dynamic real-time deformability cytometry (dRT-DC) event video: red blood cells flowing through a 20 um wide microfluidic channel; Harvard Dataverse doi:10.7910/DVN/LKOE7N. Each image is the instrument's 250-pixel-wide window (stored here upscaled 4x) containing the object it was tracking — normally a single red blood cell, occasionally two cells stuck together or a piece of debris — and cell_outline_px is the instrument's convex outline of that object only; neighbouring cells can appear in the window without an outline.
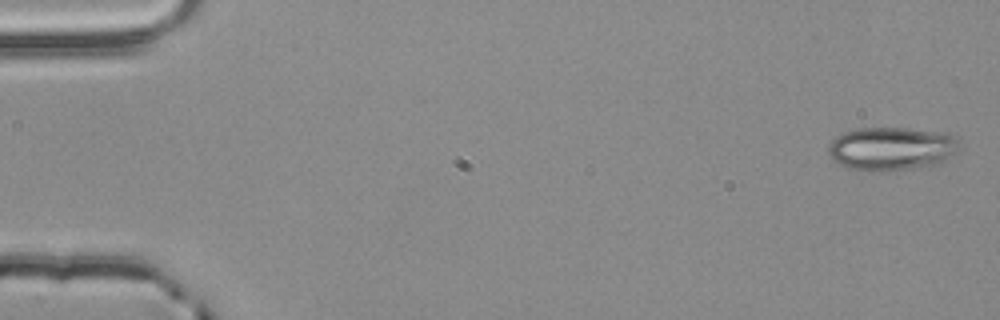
{"species": "common noctule bat (a hibernating species)", "species_latin": "Nyctalus noctula", "temperature_condition": "room temperature", "stored_images_in_passage": 4, "camera_frame_rate_fps": 3000, "um_per_image_px": 0.085, "animal": {"sex": "male", "body_mass_g": 20.4}, "frame": {"image": 1, "passage_image": 1, "time_ms": 0.0, "image_size_px": [1000, 320], "cell_outline_px": [[956, 152], [944, 160], [936, 164], [912, 168], [872, 172], [848, 168], [832, 160], [828, 152], [828, 144], [836, 136], [844, 132], [860, 128], [908, 128], [948, 132], [956, 140]], "centroid_in_image_um": [75.72, 12.63], "position_along_channel_um": 9.3, "area_um2": 33.06}}